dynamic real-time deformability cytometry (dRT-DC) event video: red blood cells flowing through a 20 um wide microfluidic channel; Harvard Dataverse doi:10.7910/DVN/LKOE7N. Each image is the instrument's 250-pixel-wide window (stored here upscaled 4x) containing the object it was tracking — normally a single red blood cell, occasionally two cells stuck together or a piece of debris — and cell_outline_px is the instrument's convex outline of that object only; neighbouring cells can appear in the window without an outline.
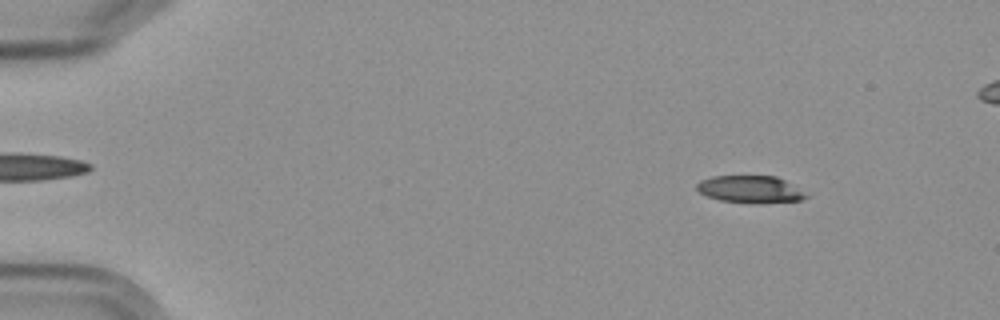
{"species": "Egyptian fruit bat (a non-hibernating species)", "species_latin": "Rousettus aegyptiacus", "temperature_condition": "cold", "stored_images_in_passage": 15, "camera_frame_rate_fps": 3000, "um_per_image_px": 0.085, "frame": {"image": 1, "passage_image": 2, "time_ms": 1.333, "image_size_px": [1000, 320], "cell_outline_px": [[808, 196], [800, 200], [756, 204], [752, 204], [720, 200], [708, 196], [700, 192], [696, 188], [696, 184], [700, 180], [712, 176], [776, 176], [784, 180]], "centroid_in_image_um": [63.71, 16.1], "position_along_channel_um": 21.3, "area_um2": 17.17}}
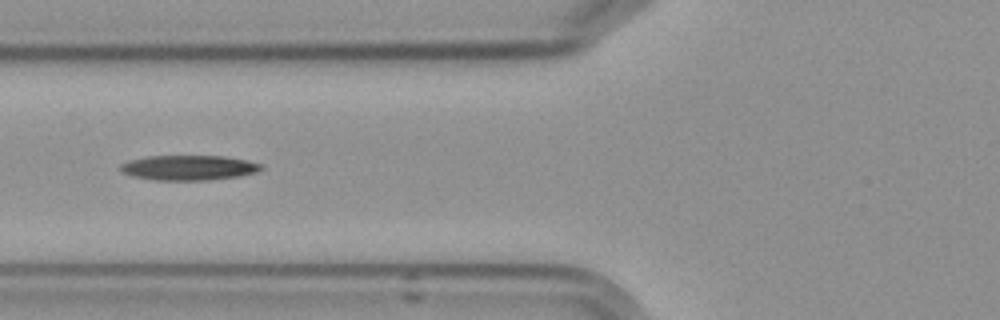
{"frame": {"image": 2, "passage_image": 6, "time_ms": 6.667, "image_size_px": [1000, 320], "cell_outline_px": [[264, 168], [256, 172], [236, 176], [208, 180], [156, 180], [132, 176], [120, 172], [120, 164], [128, 160], [148, 156], [224, 156], [248, 160], [264, 164]], "centroid_in_image_um": [16.03, 14.25], "position_along_channel_um": 109.8, "area_um2": 20.58}}
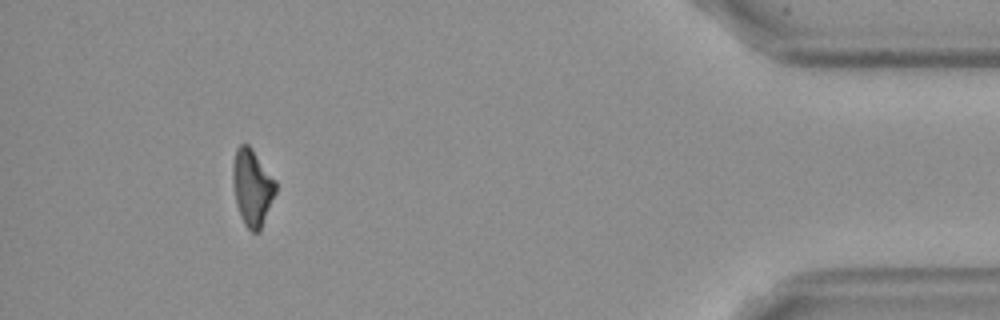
{"frame": {"image": 3, "passage_image": 14, "time_ms": 16.667, "image_size_px": [1000, 320], "cell_outline_px": [[276, 192], [260, 232], [252, 232], [244, 224], [240, 216], [232, 184], [232, 168], [236, 148], [240, 144], [248, 144], [252, 148], [276, 180]], "centroid_in_image_um": [21.44, 15.92], "position_along_channel_um": 413.8, "area_um2": 19.25}}